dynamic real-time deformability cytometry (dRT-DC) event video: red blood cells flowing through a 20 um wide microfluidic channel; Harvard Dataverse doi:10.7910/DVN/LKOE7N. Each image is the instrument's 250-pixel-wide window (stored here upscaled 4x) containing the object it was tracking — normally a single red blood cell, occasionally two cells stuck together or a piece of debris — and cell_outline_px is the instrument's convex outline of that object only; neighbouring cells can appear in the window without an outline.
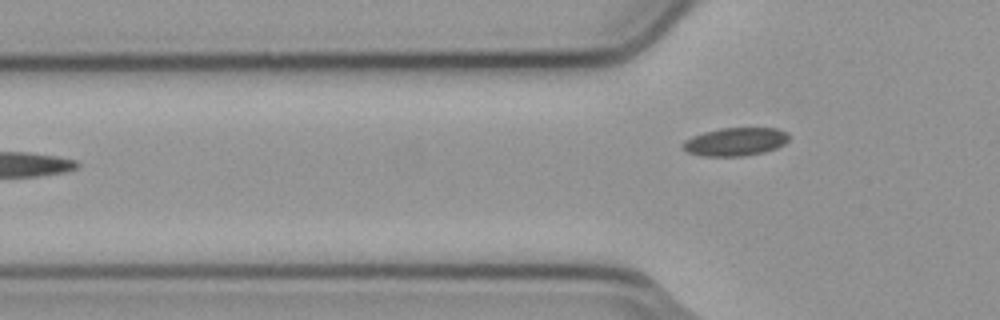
{"species": "common noctule bat (a hibernating species)", "species_latin": "Nyctalus noctula", "temperature_condition": "cold", "stored_images_in_passage": 3, "camera_frame_rate_fps": 3000, "um_per_image_px": 0.085, "animal": {"sex": "male", "body_mass_g": 23.1, "forearm_length_mm": 52.7}, "frame": {"image": 1, "passage_image": 3, "time_ms": 0.667, "image_size_px": [1000, 320], "cell_outline_px": [[788, 140], [784, 144], [776, 148], [764, 152], [744, 156], [700, 156], [688, 152], [680, 144], [684, 140], [692, 136], [704, 132], [720, 128], [776, 128], [788, 132]], "centroid_in_image_um": [62.49, 12.04], "position_along_channel_um": 63.3, "area_um2": 17.51}}